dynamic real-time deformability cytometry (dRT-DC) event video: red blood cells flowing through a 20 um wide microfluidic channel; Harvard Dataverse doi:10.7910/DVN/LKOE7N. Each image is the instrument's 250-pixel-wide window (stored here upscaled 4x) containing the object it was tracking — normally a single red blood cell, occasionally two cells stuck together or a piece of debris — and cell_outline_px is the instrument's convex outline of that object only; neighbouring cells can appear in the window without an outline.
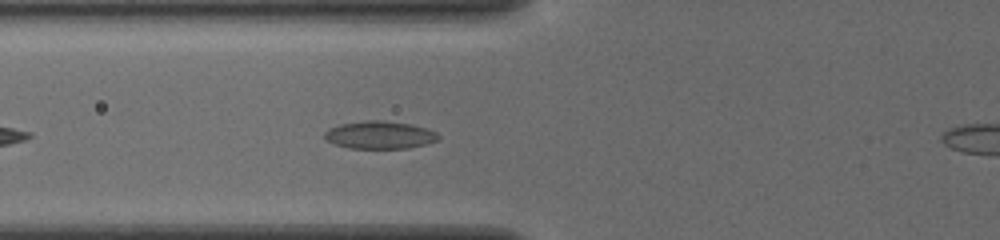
{"species": "common noctule bat (a hibernating species)", "species_latin": "Nyctalus noctula", "temperature_condition": "cold", "stored_images_in_passage": 33, "camera_frame_rate_fps": 3000, "um_per_image_px": 0.085, "animal": {"sex": "female", "body_mass_g": 19.5, "forearm_length_mm": 54.1}, "frame": {"image": 1, "passage_image": 6, "time_ms": 1.667, "image_size_px": [1000, 240], "cell_outline_px": [[440, 140], [428, 144], [408, 148], [348, 148], [324, 140], [324, 132], [328, 128], [340, 124], [368, 120], [384, 120], [412, 124], [436, 132], [440, 136]], "centroid_in_image_um": [32.28, 11.47], "position_along_channel_um": 93.5, "area_um2": 18.55}}
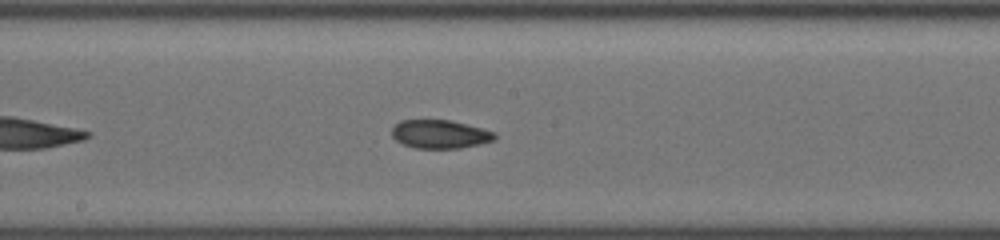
{"frame": {"image": 2, "passage_image": 15, "time_ms": 4.667, "image_size_px": [1000, 240], "cell_outline_px": [[496, 140], [480, 144], [460, 148], [416, 148], [404, 144], [396, 140], [392, 136], [392, 128], [400, 120], [452, 120], [496, 132]], "centroid_in_image_um": [37.43, 11.4], "position_along_channel_um": 210.8, "area_um2": 17.11}}
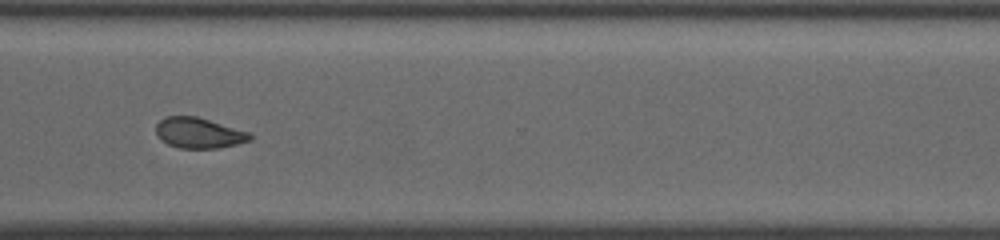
{"frame": {"image": 3, "passage_image": 26, "time_ms": 8.333, "image_size_px": [1000, 240], "cell_outline_px": [[252, 140], [220, 148], [180, 148], [168, 144], [160, 140], [156, 132], [156, 124], [164, 116], [196, 116], [248, 132], [252, 136]], "centroid_in_image_um": [16.87, 11.3], "position_along_channel_um": 353.7, "area_um2": 16.65}, "authors_computed_cell_mechanics": {"area_um2": 17.34, "velocity_mm_per_s": 3.8981, "shape_relaxation_time_tau1_ms": null, "shape_relaxation_time_tau2_ms": 3.0572, "deformation_change_tau1": null, "deformation_change_tau2": 0.0746}}